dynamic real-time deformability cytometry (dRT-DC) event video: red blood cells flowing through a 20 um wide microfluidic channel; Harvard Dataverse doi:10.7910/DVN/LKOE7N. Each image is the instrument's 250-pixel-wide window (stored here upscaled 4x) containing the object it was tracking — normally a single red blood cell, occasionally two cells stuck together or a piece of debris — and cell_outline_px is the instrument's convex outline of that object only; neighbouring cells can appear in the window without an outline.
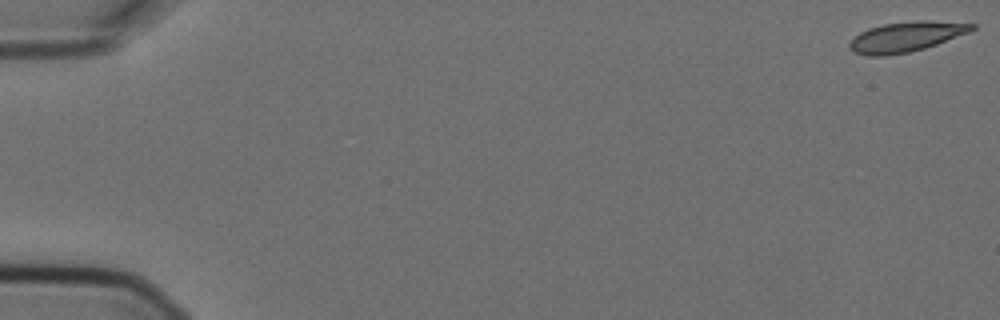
{"species": "Egyptian fruit bat (a non-hibernating species)", "species_latin": "Rousettus aegyptiacus", "temperature_condition": "cold", "stored_images_in_passage": 7, "camera_frame_rate_fps": 3000, "um_per_image_px": 0.085, "animal": {"sex": "female"}, "frame": {"image": 1, "passage_image": 1, "time_ms": 0.0, "image_size_px": [1000, 320], "cell_outline_px": [[976, 28], [968, 32], [936, 44], [924, 48], [908, 52], [884, 56], [864, 56], [852, 52], [848, 48], [848, 44], [860, 32], [868, 28], [884, 24], [916, 20], [928, 20], [976, 24]], "centroid_in_image_um": [76.97, 3.13], "position_along_channel_um": 8.0, "area_um2": 21.39}}
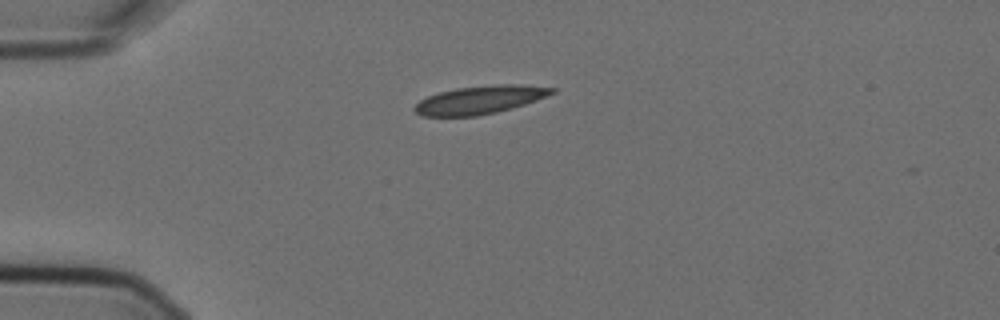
{"frame": {"image": 2, "passage_image": 5, "time_ms": 1.333, "image_size_px": [1000, 320], "cell_outline_px": [[556, 92], [536, 100], [512, 108], [496, 112], [476, 116], [420, 116], [412, 108], [420, 100], [428, 96], [440, 92], [456, 88], [496, 84], [524, 84], [556, 88]], "centroid_in_image_um": [40.8, 8.48], "position_along_channel_um": 44.2, "area_um2": 22.54}}
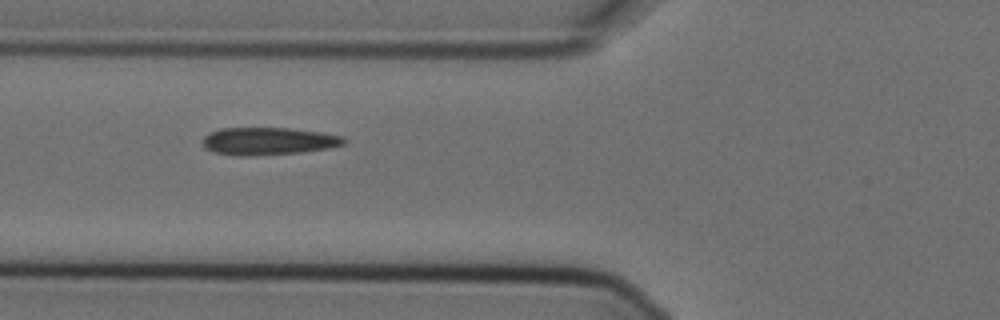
{"frame": {"image": 3, "passage_image": 7, "time_ms": 2.0, "image_size_px": [1000, 320], "cell_outline_px": [[348, 140], [344, 144], [328, 148], [300, 152], [240, 156], [212, 152], [204, 148], [204, 136], [220, 128], [292, 128], [320, 132], [344, 136]], "centroid_in_image_um": [22.83, 11.99], "position_along_channel_um": 103.0, "area_um2": 22.54}}